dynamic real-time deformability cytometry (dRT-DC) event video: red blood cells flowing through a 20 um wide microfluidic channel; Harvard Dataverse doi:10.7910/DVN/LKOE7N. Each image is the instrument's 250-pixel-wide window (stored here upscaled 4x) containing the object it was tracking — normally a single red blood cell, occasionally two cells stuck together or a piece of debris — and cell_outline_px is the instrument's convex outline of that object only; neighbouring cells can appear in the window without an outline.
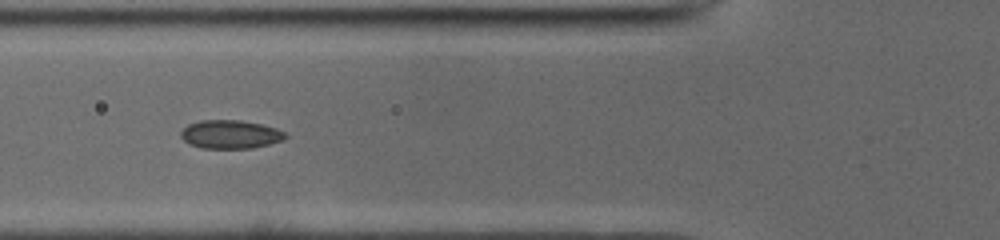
{"species": "common noctule bat (a hibernating species)", "species_latin": "Nyctalus noctula", "temperature_condition": "cold", "stored_images_in_passage": 19, "camera_frame_rate_fps": 3000, "um_per_image_px": 0.085, "animal": {"sex": "male", "body_mass_g": 19.0, "forearm_length_mm": 50.8}, "frame": {"image": 1, "passage_image": 4, "time_ms": 1.0, "image_size_px": [1000, 240], "cell_outline_px": [[288, 136], [284, 140], [252, 148], [200, 148], [188, 144], [180, 136], [180, 132], [188, 124], [200, 120], [240, 120], [260, 124], [276, 128], [284, 132]], "centroid_in_image_um": [19.56, 11.42], "position_along_channel_um": 106.2, "area_um2": 17.4}}
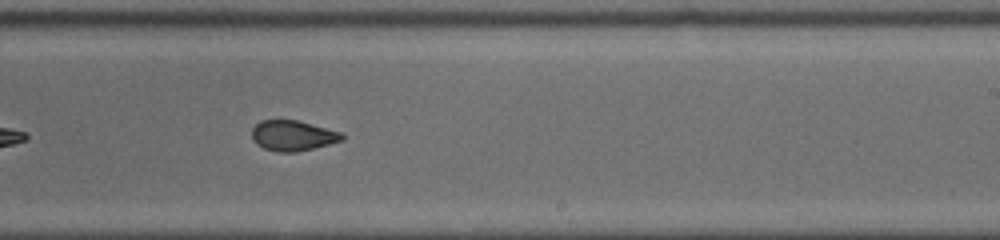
{"frame": {"image": 2, "passage_image": 16, "time_ms": 5.0, "image_size_px": [1000, 240], "cell_outline_px": [[344, 140], [296, 152], [276, 152], [264, 148], [256, 144], [252, 136], [252, 128], [260, 120], [296, 120], [344, 132]], "centroid_in_image_um": [24.9, 11.52], "position_along_channel_um": 264.1, "area_um2": 16.01}}